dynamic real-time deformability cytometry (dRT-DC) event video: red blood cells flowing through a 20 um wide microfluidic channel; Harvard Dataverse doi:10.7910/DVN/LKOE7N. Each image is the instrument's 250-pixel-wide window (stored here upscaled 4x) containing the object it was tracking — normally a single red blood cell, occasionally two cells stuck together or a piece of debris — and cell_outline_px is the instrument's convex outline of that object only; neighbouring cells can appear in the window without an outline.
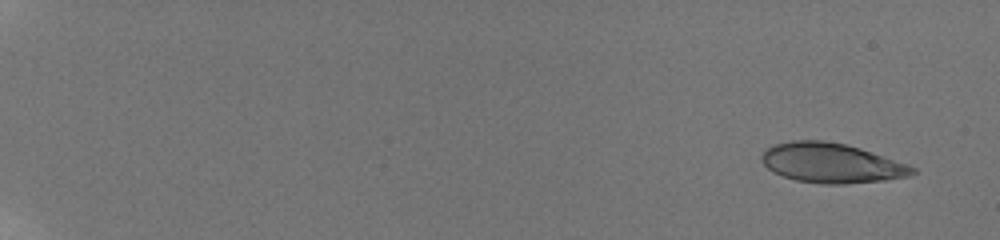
{"species": "human", "species_latin": "Homo sapiens", "temperature_condition": "room temperature", "stored_images_in_passage": 9, "camera_frame_rate_fps": 3000, "um_per_image_px": 0.085, "donor": {"sex": "male"}, "frame": {"image": 1, "passage_image": 2, "time_ms": 0.667, "image_size_px": [1000, 240], "cell_outline_px": [[916, 172], [908, 176], [884, 180], [844, 184], [820, 184], [796, 180], [772, 172], [760, 160], [760, 156], [768, 148], [776, 144], [792, 140], [824, 140], [844, 144], [860, 148], [908, 164], [916, 168]], "centroid_in_image_um": [70.66, 13.86], "position_along_channel_um": 14.3, "area_um2": 34.8}}